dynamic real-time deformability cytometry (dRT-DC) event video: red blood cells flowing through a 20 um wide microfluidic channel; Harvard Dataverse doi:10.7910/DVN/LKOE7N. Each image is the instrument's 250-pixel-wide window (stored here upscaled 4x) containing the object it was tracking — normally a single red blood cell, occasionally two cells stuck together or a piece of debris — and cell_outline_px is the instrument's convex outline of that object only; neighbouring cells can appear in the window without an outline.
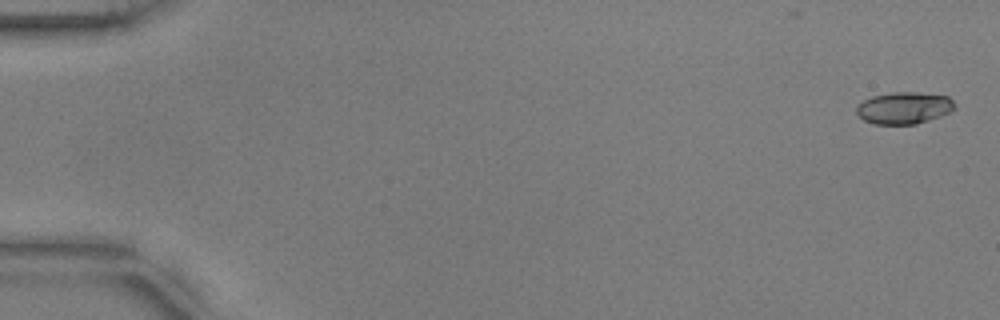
{"species": "common noctule bat (a hibernating species)", "species_latin": "Nyctalus noctula", "temperature_condition": "warm", "stored_images_in_passage": 55, "camera_frame_rate_fps": 3000, "um_per_image_px": 0.085, "animal": {"sex": "male", "body_mass_g": 17.9, "forearm_length_mm": 54.2}, "frame": {"image": 1, "passage_image": 2, "time_ms": 0.333, "image_size_px": [1000, 320], "cell_outline_px": [[956, 108], [952, 112], [916, 124], [872, 124], [864, 120], [856, 112], [856, 108], [864, 100], [872, 96], [892, 92], [916, 92], [948, 96], [956, 104]], "centroid_in_image_um": [76.88, 9.17], "position_along_channel_um": 8.1, "area_um2": 18.32}}
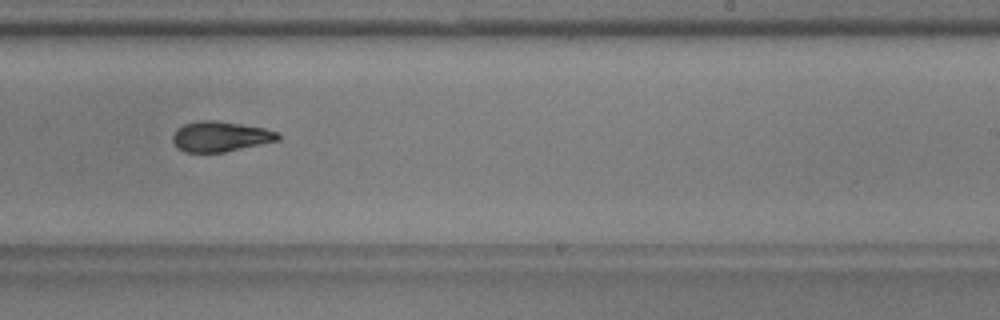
{"frame": {"image": 2, "passage_image": 35, "time_ms": 11.333, "image_size_px": [1000, 320], "cell_outline_px": [[280, 140], [224, 152], [184, 152], [176, 148], [172, 140], [172, 136], [176, 128], [184, 124], [196, 120], [216, 120], [264, 128], [280, 132]], "centroid_in_image_um": [18.7, 11.6], "position_along_channel_um": 270.3, "area_um2": 18.79}}
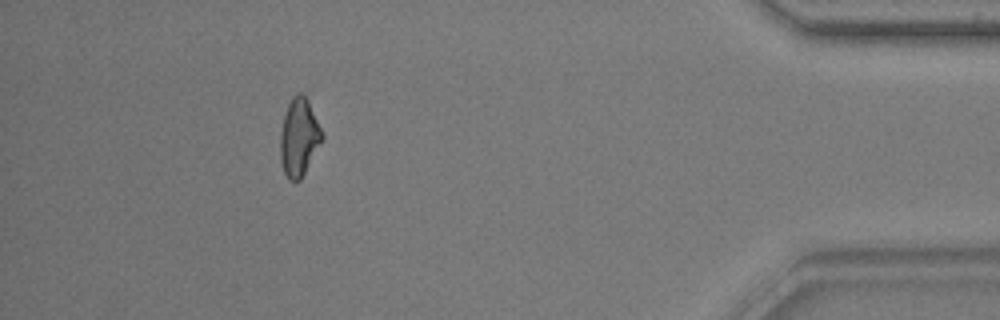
{"frame": {"image": 3, "passage_image": 50, "time_ms": 16.333, "image_size_px": [1000, 320], "cell_outline_px": [[324, 136], [320, 144], [300, 180], [288, 180], [284, 172], [280, 160], [280, 132], [284, 116], [288, 104], [292, 96], [296, 92], [312, 88], [324, 132]], "centroid_in_image_um": [25.51, 11.4], "position_along_channel_um": 409.7, "area_um2": 20.63}, "authors_computed_cell_mechanics": {"area_um2": 19.0162, "velocity_mm_per_s": 3.7753, "shape_relaxation_time_tau1_ms": 4.1531, "shape_relaxation_time_tau2_ms": 3.4843, "deformation_change_tau1": 0.1578, "deformation_change_tau2": 0.1115}}